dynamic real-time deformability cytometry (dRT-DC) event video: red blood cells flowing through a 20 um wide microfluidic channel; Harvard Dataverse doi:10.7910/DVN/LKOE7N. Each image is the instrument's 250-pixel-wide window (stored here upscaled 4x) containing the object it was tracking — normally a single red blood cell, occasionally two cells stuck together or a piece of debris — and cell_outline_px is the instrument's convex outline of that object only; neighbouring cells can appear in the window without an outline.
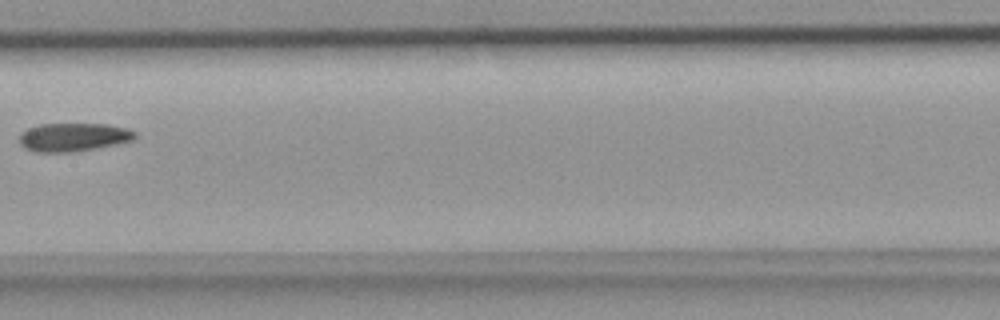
{"species": "common noctule bat (a hibernating species)", "species_latin": "Nyctalus noctula", "temperature_condition": "room temperature", "stored_images_in_passage": 7, "camera_frame_rate_fps": 3000, "um_per_image_px": 0.085, "animal": {"sex": "female", "body_mass_g": 18.4}, "frame": {"image": 1, "passage_image": 7, "time_ms": 2.0, "image_size_px": [1000, 320], "cell_outline_px": [[136, 136], [132, 140], [96, 148], [68, 152], [32, 152], [24, 148], [20, 144], [20, 132], [28, 128], [40, 124], [108, 124], [128, 128], [136, 132]], "centroid_in_image_um": [6.2, 11.65], "position_along_channel_um": 201.2, "area_um2": 19.13}}